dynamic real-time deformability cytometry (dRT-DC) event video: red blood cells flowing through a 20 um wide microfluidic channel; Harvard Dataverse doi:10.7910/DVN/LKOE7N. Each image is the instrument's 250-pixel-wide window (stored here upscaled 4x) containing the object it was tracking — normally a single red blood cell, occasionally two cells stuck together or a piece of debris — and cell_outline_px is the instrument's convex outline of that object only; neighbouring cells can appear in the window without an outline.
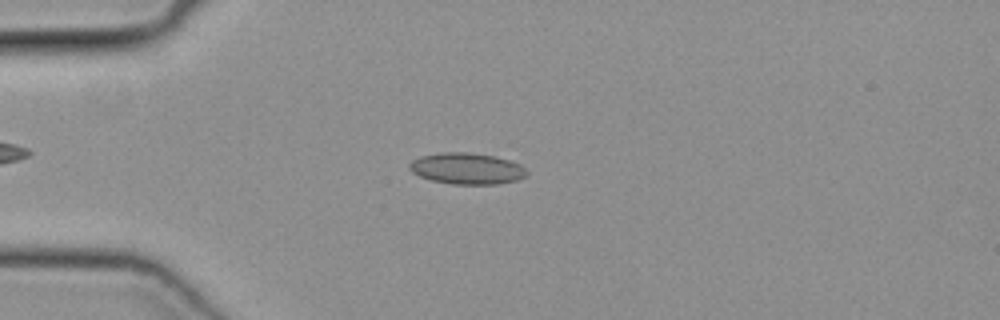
{"species": "common noctule bat (a hibernating species)", "species_latin": "Nyctalus noctula", "temperature_condition": "cold", "stored_images_in_passage": 47, "camera_frame_rate_fps": 3000, "um_per_image_px": 0.085, "animal": {"sex": "female", "body_mass_g": 19.3, "forearm_length_mm": 54.1}, "frame": {"image": 1, "passage_image": 10, "time_ms": 3.0, "image_size_px": [1000, 320], "cell_outline_px": [[528, 172], [524, 176], [516, 180], [496, 184], [452, 184], [432, 180], [420, 176], [412, 172], [408, 168], [408, 164], [412, 160], [420, 156], [444, 152], [468, 152], [496, 156], [520, 164]], "centroid_in_image_um": [39.65, 14.32], "position_along_channel_um": 45.3, "area_um2": 21.33}}
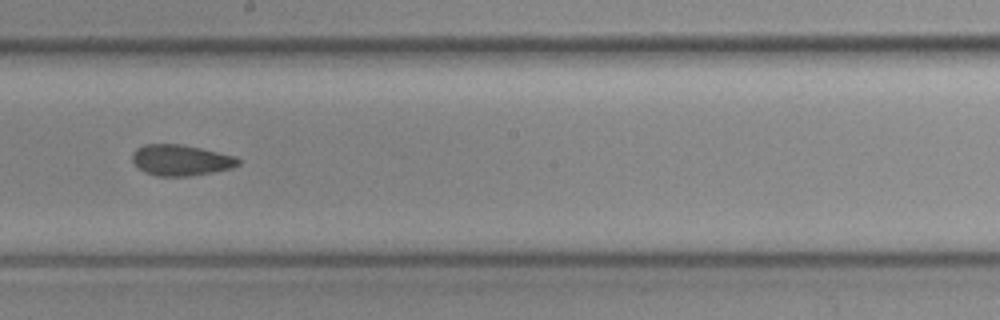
{"frame": {"image": 2, "passage_image": 25, "time_ms": 8.0, "image_size_px": [1000, 320], "cell_outline_px": [[240, 164], [232, 168], [212, 172], [188, 176], [156, 176], [144, 172], [132, 160], [132, 152], [136, 148], [144, 144], [180, 144], [200, 148], [236, 156], [240, 160]], "centroid_in_image_um": [15.37, 13.61], "position_along_channel_um": 232.8, "area_um2": 19.07}}
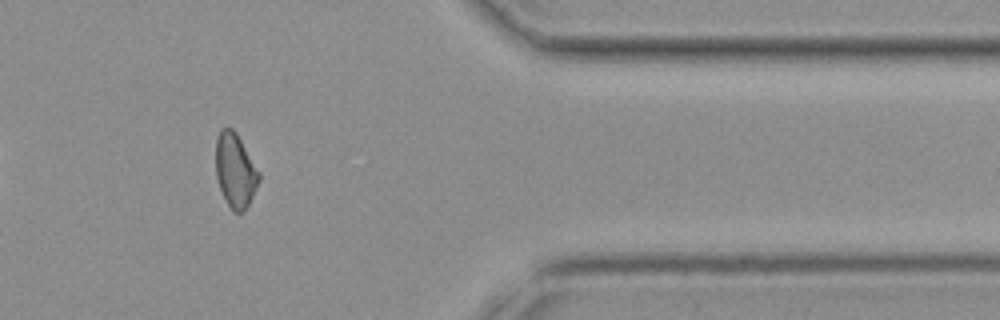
{"frame": {"image": 3, "passage_image": 38, "time_ms": 12.333, "image_size_px": [1000, 320], "cell_outline_px": [[260, 180], [244, 212], [232, 212], [220, 188], [216, 176], [216, 140], [220, 128], [232, 128], [236, 132], [260, 172]], "centroid_in_image_um": [20.0, 14.48], "position_along_channel_um": 391.4, "area_um2": 18.55}}